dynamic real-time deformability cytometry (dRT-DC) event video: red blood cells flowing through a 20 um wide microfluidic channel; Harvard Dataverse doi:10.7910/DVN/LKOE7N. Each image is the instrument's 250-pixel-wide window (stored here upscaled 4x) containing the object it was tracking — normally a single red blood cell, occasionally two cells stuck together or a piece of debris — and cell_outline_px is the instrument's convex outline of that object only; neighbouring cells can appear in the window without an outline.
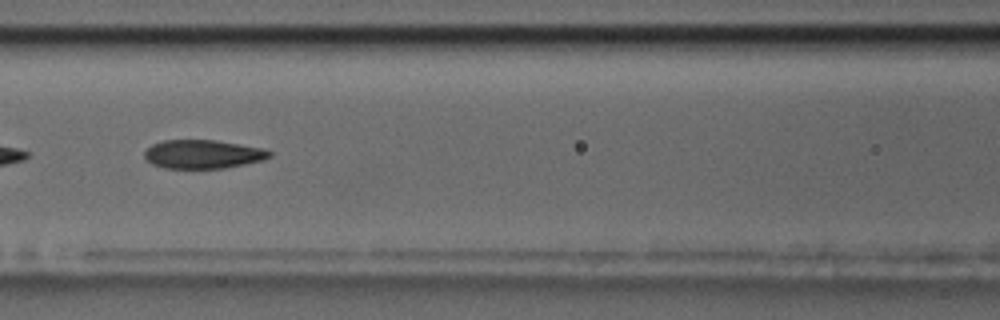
{"species": "common noctule bat (a hibernating species)", "species_latin": "Nyctalus noctula", "temperature_condition": "room temperature", "stored_images_in_passage": 58, "camera_frame_rate_fps": 3000, "um_per_image_px": 0.085, "animal": {"sex": "male", "body_mass_g": 17.5, "forearm_length_mm": 52.3}, "frame": {"image": 1, "passage_image": 25, "time_ms": 8.0, "image_size_px": [1000, 320], "cell_outline_px": [[272, 156], [264, 160], [224, 168], [164, 168], [152, 164], [144, 156], [144, 152], [152, 144], [164, 140], [216, 140], [264, 148], [272, 152]], "centroid_in_image_um": [17.27, 13.1], "position_along_channel_um": 149.3, "area_um2": 20.92}, "authors_computed_cell_mechanics": {"area_um2": 22.2819, "velocity_mm_per_s": 3.4514, "shape_relaxation_time_tau1_ms": 5.5126, "shape_relaxation_time_tau2_ms": 2.1002, "deformation_change_tau1": 0.1746, "deformation_change_tau2": 0.0897}}